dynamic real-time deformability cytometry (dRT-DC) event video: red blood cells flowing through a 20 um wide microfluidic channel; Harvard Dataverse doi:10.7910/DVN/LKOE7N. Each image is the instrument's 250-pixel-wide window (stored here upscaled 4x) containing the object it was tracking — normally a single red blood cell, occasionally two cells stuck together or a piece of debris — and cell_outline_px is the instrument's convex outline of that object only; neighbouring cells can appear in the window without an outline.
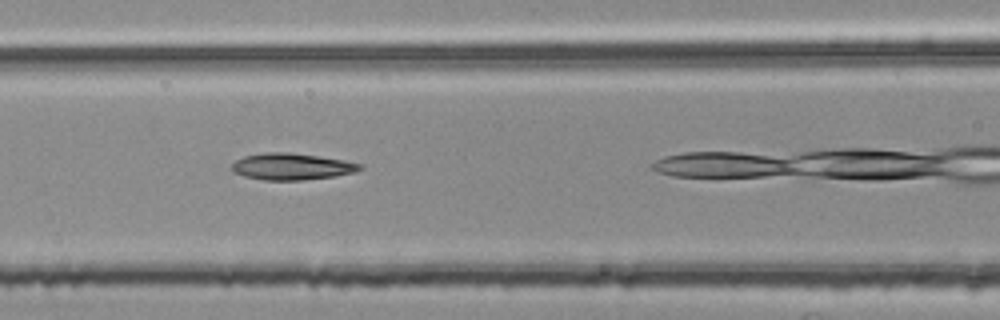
{"species": "common noctule bat (a hibernating species)", "species_latin": "Nyctalus noctula", "temperature_condition": "room temperature", "stored_images_in_passage": 34, "camera_frame_rate_fps": 3000, "um_per_image_px": 0.085, "animal": {"sex": "female", "body_mass_g": 25.1}, "frame": {"image": 1, "passage_image": 17, "time_ms": 5.333, "image_size_px": [1000, 320], "cell_outline_px": [[364, 168], [352, 172], [336, 176], [304, 180], [264, 180], [244, 176], [236, 172], [232, 168], [232, 164], [236, 160], [244, 156], [268, 152], [288, 152], [320, 156], [344, 160], [364, 164]], "centroid_in_image_um": [24.84, 14.15], "position_along_channel_um": 141.8, "area_um2": 19.83}}
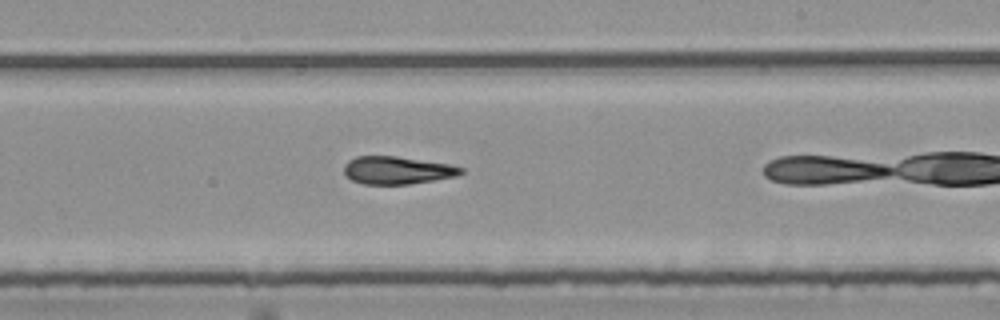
{"frame": {"image": 2, "passage_image": 26, "time_ms": 8.333, "image_size_px": [1000, 320], "cell_outline_px": [[464, 172], [456, 176], [408, 184], [364, 184], [352, 180], [344, 172], [344, 164], [348, 160], [356, 156], [396, 156], [452, 164], [464, 168]], "centroid_in_image_um": [33.77, 14.46], "position_along_channel_um": 255.2, "area_um2": 18.9}}
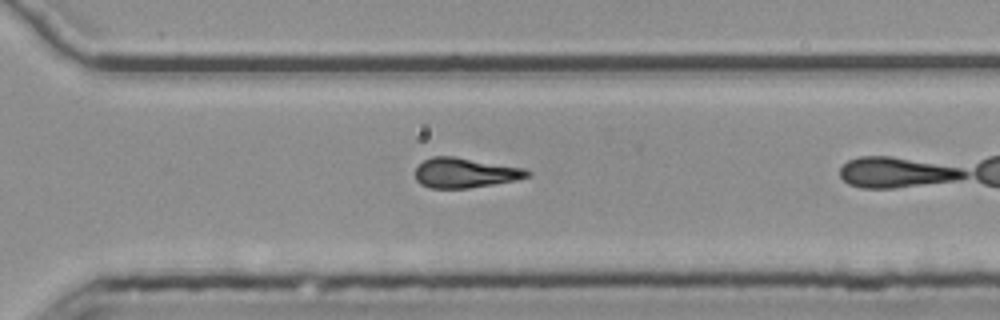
{"frame": {"image": 3, "passage_image": 32, "time_ms": 10.333, "image_size_px": [1000, 320], "cell_outline_px": [[532, 176], [516, 180], [468, 188], [428, 188], [420, 184], [416, 180], [416, 168], [424, 160], [432, 156], [452, 156], [524, 168], [532, 172]], "centroid_in_image_um": [39.53, 14.69], "position_along_channel_um": 331.1, "area_um2": 19.48}}